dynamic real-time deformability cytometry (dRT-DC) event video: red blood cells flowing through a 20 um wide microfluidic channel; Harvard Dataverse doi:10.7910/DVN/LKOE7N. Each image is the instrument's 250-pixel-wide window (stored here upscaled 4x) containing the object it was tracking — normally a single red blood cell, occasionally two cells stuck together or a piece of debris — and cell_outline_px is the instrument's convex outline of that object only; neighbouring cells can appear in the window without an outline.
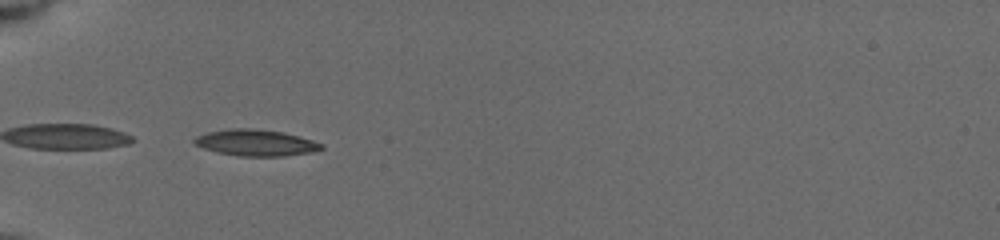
{"species": "common noctule bat (a hibernating species)", "species_latin": "Nyctalus noctula", "temperature_condition": "cold", "stored_images_in_passage": 72, "camera_frame_rate_fps": 3000, "um_per_image_px": 0.085, "animal": {"sex": "female", "body_mass_g": 19.5, "forearm_length_mm": 54.1}, "frame": {"image": 1, "passage_image": 1, "time_ms": 0.0, "image_size_px": [1000, 240], "cell_outline_px": [[324, 148], [312, 152], [284, 156], [240, 156], [216, 152], [192, 144], [192, 140], [196, 136], [208, 132], [228, 128], [248, 128], [284, 132], [312, 140], [324, 144]], "centroid_in_image_um": [21.72, 12.13], "position_along_channel_um": 63.3, "area_um2": 19.59}}
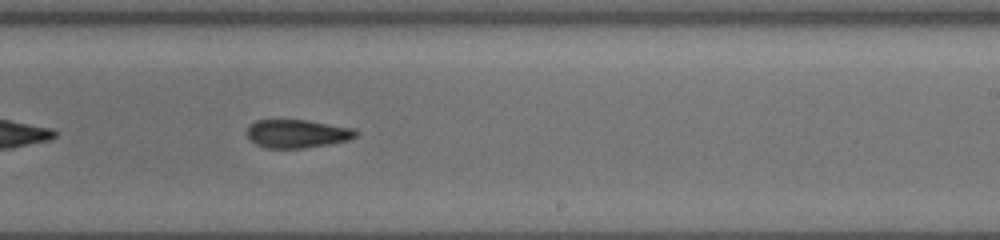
{"frame": {"image": 2, "passage_image": 36, "time_ms": 5.333, "image_size_px": [1000, 240], "cell_outline_px": [[360, 132], [356, 136], [348, 140], [332, 144], [304, 148], [264, 148], [248, 140], [248, 128], [256, 120], [308, 120], [356, 128]], "centroid_in_image_um": [25.31, 11.37], "position_along_channel_um": 263.7, "area_um2": 18.21}}
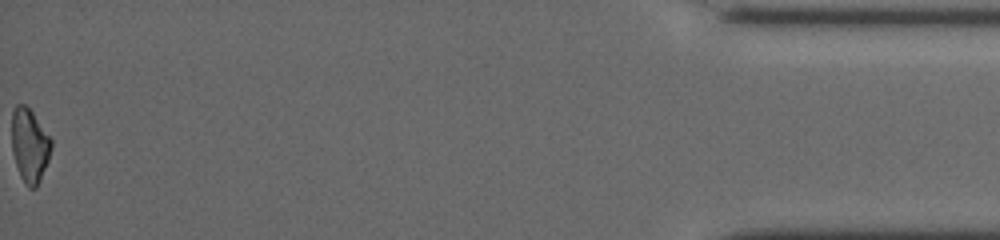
{"frame": {"image": 3, "passage_image": 72, "time_ms": 11.667, "image_size_px": [1000, 240], "cell_outline_px": [[52, 148], [48, 160], [40, 180], [36, 188], [28, 188], [24, 184], [20, 176], [12, 152], [12, 112], [16, 104], [24, 104], [32, 112], [52, 140]], "centroid_in_image_um": [2.51, 12.38], "position_along_channel_um": 432.7, "area_um2": 16.94}, "authors_computed_cell_mechanics": {"area_um2": 18.496, "velocity_mm_per_s": 3.945, "shape_relaxation_time_tau1_ms": 8.7154, "shape_relaxation_time_tau2_ms": 4.5417, "deformation_change_tau1": 0.204, "deformation_change_tau2": 0.112}}